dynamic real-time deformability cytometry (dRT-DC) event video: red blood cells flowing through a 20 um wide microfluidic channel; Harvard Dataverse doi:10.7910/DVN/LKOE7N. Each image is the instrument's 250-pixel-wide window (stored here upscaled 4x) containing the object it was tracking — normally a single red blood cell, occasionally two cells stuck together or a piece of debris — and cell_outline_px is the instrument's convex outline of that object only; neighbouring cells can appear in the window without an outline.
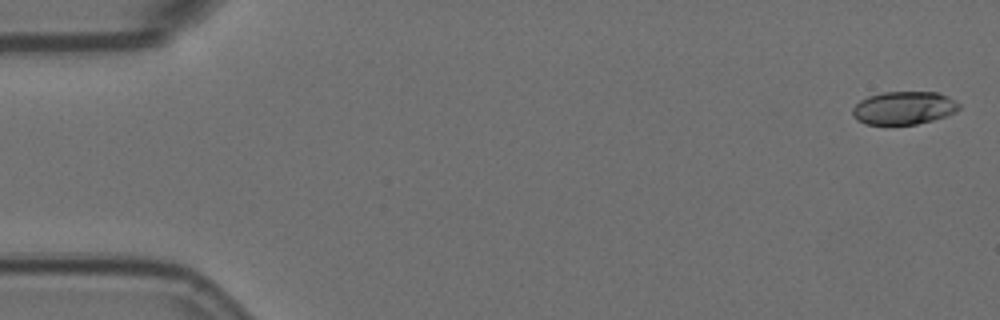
{"species": "Egyptian fruit bat (a non-hibernating species)", "species_latin": "Rousettus aegyptiacus", "temperature_condition": "room temperature", "stored_images_in_passage": 10, "camera_frame_rate_fps": 3000, "um_per_image_px": 0.085, "animal": {"sex": "female"}, "frame": {"image": 1, "passage_image": 1, "time_ms": 0.0, "image_size_px": [1000, 320], "cell_outline_px": [[960, 108], [956, 112], [932, 120], [916, 124], [864, 124], [856, 120], [852, 116], [852, 108], [860, 100], [868, 96], [884, 92], [936, 92], [948, 96], [956, 100], [960, 104]], "centroid_in_image_um": [76.81, 9.17], "position_along_channel_um": 8.2, "area_um2": 20.58}}
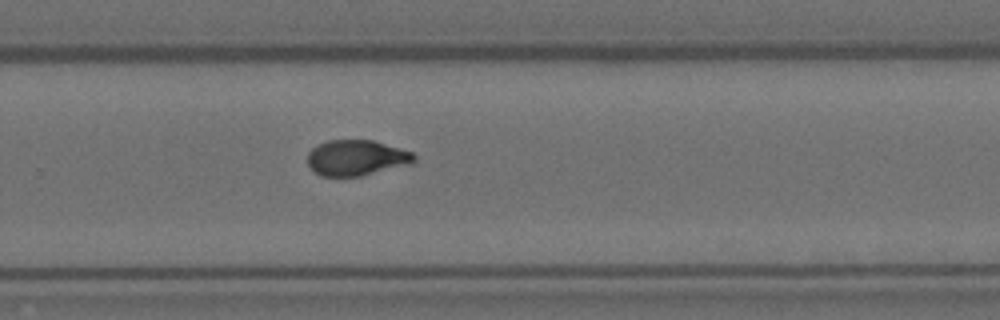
{"frame": {"image": 2, "passage_image": 10, "time_ms": 3.0, "image_size_px": [1000, 320], "cell_outline_px": [[416, 160], [408, 164], [360, 176], [320, 176], [308, 164], [308, 152], [316, 144], [328, 140], [372, 140], [412, 152], [416, 156]], "centroid_in_image_um": [30.26, 13.4], "position_along_channel_um": 299.5, "area_um2": 21.91}}